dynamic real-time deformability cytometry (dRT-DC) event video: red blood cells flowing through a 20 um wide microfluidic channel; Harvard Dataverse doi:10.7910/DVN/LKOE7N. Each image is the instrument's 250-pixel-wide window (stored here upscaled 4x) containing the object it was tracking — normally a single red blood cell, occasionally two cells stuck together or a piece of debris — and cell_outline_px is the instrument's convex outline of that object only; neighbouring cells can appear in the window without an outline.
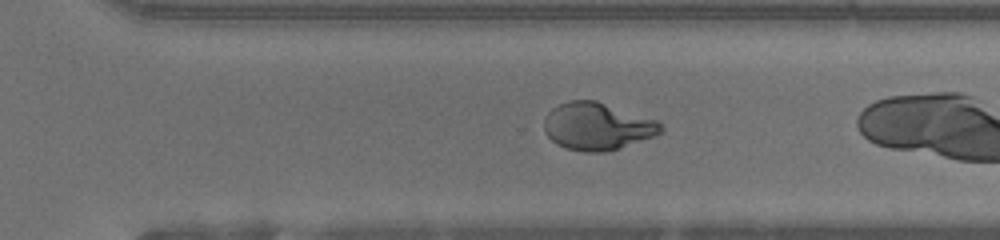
{"species": "human", "species_latin": "Homo sapiens", "temperature_condition": "warm", "stored_images_in_passage": 32, "camera_frame_rate_fps": 3000, "um_per_image_px": 0.085, "donor": {"sex": "female"}, "frame": {"image": 1, "passage_image": 28, "time_ms": 9.0, "image_size_px": [1000, 240], "cell_outline_px": [[664, 132], [620, 148], [604, 152], [584, 152], [568, 148], [556, 144], [544, 132], [544, 120], [548, 112], [552, 108], [568, 100], [596, 100], [660, 120], [664, 128]], "centroid_in_image_um": [50.8, 10.72], "position_along_channel_um": 319.8, "area_um2": 32.54}}
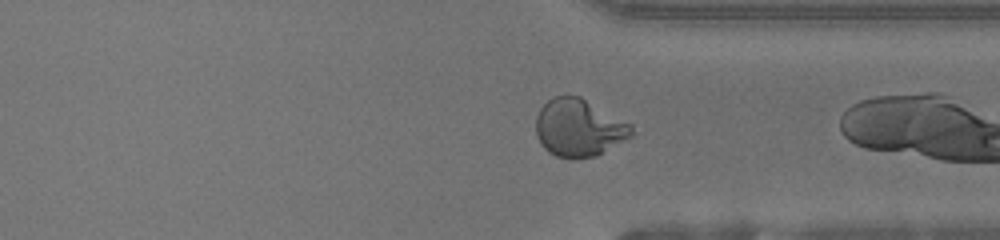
{"frame": {"image": 2, "passage_image": 31, "time_ms": 10.0, "image_size_px": [1000, 240], "cell_outline_px": [[632, 136], [596, 156], [572, 160], [556, 156], [548, 152], [540, 144], [536, 136], [536, 116], [540, 108], [552, 96], [580, 96], [632, 124]], "centroid_in_image_um": [49.18, 10.88], "position_along_channel_um": 362.2, "area_um2": 32.31}}